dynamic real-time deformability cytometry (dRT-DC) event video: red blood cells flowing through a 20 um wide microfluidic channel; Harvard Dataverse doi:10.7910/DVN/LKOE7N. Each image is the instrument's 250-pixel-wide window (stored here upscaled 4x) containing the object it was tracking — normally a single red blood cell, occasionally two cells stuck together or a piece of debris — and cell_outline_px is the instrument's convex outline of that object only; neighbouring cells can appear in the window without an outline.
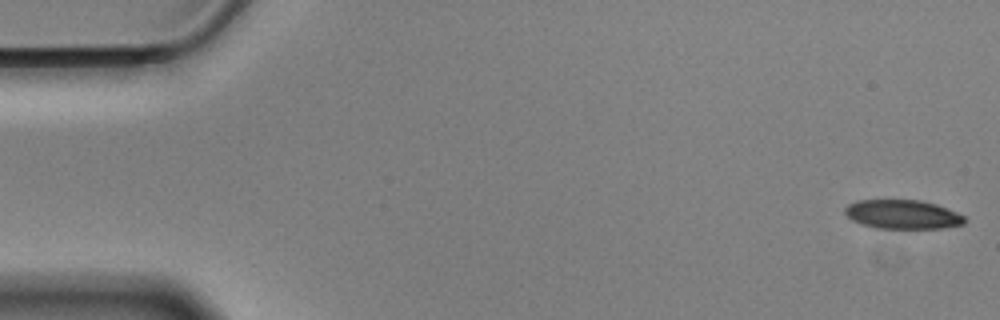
{"species": "Egyptian fruit bat (a non-hibernating species)", "species_latin": "Rousettus aegyptiacus", "temperature_condition": "cold", "stored_images_in_passage": 13, "camera_frame_rate_fps": 3000, "um_per_image_px": 0.085, "animal": {"sex": "male"}, "frame": {"image": 1, "passage_image": 1, "time_ms": 0.0, "image_size_px": [1000, 320], "cell_outline_px": [[964, 224], [944, 228], [876, 228], [860, 224], [852, 220], [844, 212], [844, 208], [848, 204], [856, 200], [920, 200], [936, 204], [956, 212], [964, 216]], "centroid_in_image_um": [76.69, 18.22], "position_along_channel_um": 8.3, "area_um2": 20.23}}